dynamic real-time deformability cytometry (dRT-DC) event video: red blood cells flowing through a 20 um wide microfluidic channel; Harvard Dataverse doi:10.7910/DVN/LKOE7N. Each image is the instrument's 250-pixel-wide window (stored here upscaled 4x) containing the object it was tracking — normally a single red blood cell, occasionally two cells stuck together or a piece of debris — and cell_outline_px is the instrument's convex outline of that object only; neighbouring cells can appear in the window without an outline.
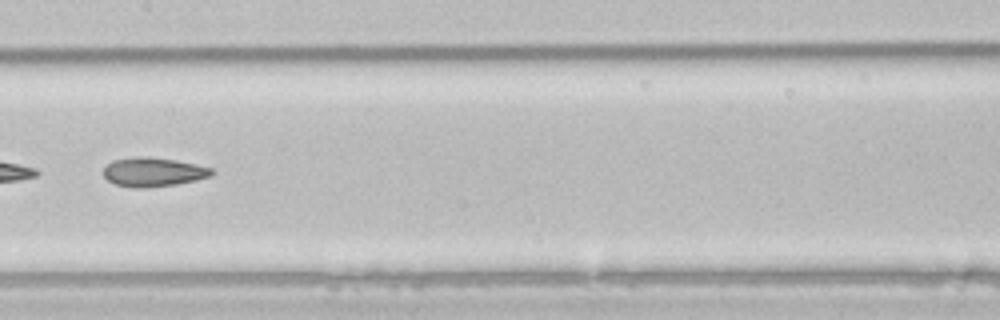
{"species": "common noctule bat (a hibernating species)", "species_latin": "Nyctalus noctula", "temperature_condition": "room temperature", "stored_images_in_passage": 35, "camera_frame_rate_fps": 3000, "um_per_image_px": 0.085, "animal": {"sex": "male", "body_mass_g": 21.5, "forearm_length_mm": 52.0}, "frame": {"image": 1, "passage_image": 11, "time_ms": 3.333, "image_size_px": [1000, 320], "cell_outline_px": [[212, 176], [196, 180], [176, 184], [144, 188], [132, 188], [116, 184], [108, 180], [104, 176], [104, 168], [112, 160], [140, 156], [176, 160], [196, 164], [212, 168]], "centroid_in_image_um": [13.03, 14.63], "position_along_channel_um": 194.4, "area_um2": 18.21}}
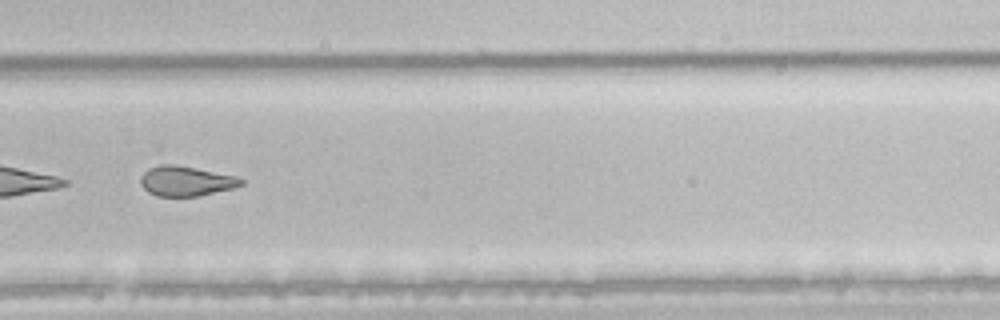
{"frame": {"image": 2, "passage_image": 20, "time_ms": 6.333, "image_size_px": [1000, 320], "cell_outline_px": [[244, 184], [232, 188], [200, 196], [156, 196], [148, 192], [140, 184], [140, 176], [148, 168], [160, 164], [172, 164], [196, 168], [232, 176], [244, 180]], "centroid_in_image_um": [15.75, 15.39], "position_along_channel_um": 314.1, "area_um2": 17.4}, "authors_computed_cell_mechanics": {"area_um2": 18.7272, "velocity_mm_per_s": 4.007, "shape_relaxation_time_tau1_ms": null, "shape_relaxation_time_tau2_ms": 3.5266, "deformation_change_tau1": null, "deformation_change_tau2": 0.1237}}